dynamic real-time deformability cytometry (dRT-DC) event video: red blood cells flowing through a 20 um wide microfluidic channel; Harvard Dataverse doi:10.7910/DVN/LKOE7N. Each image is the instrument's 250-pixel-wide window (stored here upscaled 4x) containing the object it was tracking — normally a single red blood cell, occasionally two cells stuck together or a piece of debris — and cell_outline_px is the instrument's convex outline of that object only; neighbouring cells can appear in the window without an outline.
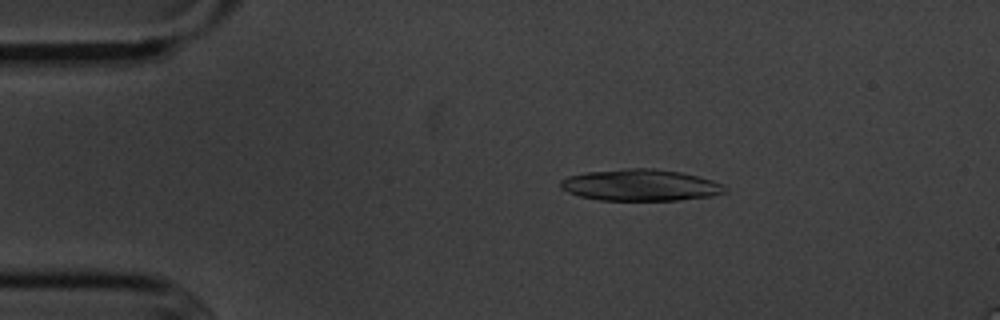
{"species": "common noctule bat (a hibernating species)", "species_latin": "Nyctalus noctula", "temperature_condition": "cold", "stored_images_in_passage": 6, "camera_frame_rate_fps": 3000, "um_per_image_px": 0.085, "animal": {"sex": "male", "body_mass_g": 20.1, "forearm_length_mm": 53.5}, "frame": {"image": 1, "passage_image": 2, "time_ms": 1.333, "image_size_px": [1000, 320], "cell_outline_px": [[728, 192], [712, 196], [680, 200], [600, 200], [580, 196], [568, 192], [560, 188], [560, 180], [568, 176], [584, 172], [628, 168], [652, 168], [680, 172], [712, 180], [724, 184], [728, 188]], "centroid_in_image_um": [54.46, 15.73], "position_along_channel_um": 30.5, "area_um2": 30.4}}